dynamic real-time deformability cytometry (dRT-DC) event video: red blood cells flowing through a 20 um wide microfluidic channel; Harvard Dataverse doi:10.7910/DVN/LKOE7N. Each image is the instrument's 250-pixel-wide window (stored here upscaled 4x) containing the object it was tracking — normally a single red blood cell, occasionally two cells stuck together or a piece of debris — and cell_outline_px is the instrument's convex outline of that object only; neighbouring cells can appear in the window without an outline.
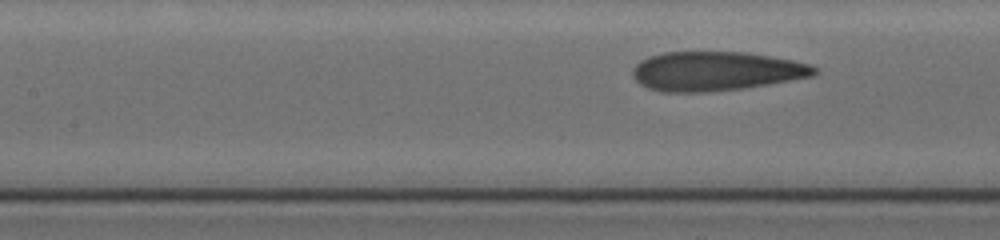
{"species": "human", "species_latin": "Homo sapiens", "temperature_condition": "cold", "stored_images_in_passage": 18, "segment_of_instrument_passage": [2, 2], "camera_frame_rate_fps": 3000, "um_per_image_px": 0.085, "donor": {"sex": "female"}, "frame": {"image": 1, "passage_image": 18, "time_ms": 9.0, "image_size_px": [1000, 240], "cell_outline_px": [[820, 72], [812, 76], [768, 84], [744, 88], [704, 92], [660, 92], [648, 88], [640, 84], [632, 76], [632, 68], [640, 60], [648, 56], [664, 52], [744, 52], [792, 60], [812, 64]], "centroid_in_image_um": [60.82, 6.05], "position_along_channel_um": 146.6, "area_um2": 41.62}}